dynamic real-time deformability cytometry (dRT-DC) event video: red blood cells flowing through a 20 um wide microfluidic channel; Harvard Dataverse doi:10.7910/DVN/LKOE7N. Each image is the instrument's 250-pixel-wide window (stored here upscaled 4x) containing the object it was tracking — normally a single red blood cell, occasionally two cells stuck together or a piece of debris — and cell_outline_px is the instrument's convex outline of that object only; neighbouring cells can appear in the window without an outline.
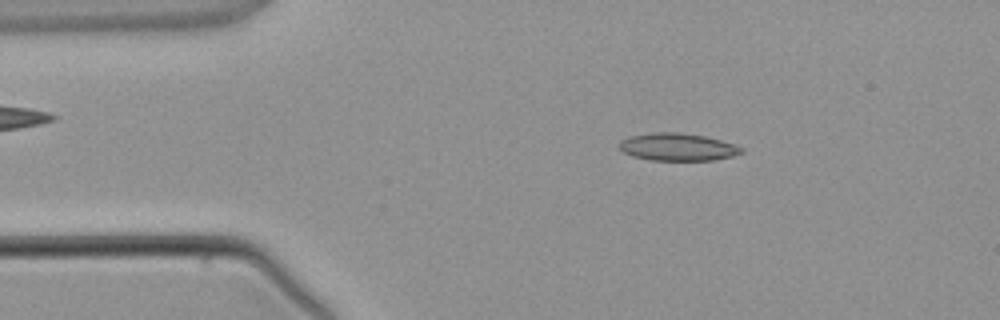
{"species": "common noctule bat (a hibernating species)", "species_latin": "Nyctalus noctula", "temperature_condition": "warm", "stored_images_in_passage": 2, "camera_frame_rate_fps": 3000, "um_per_image_px": 0.085, "animal": {"sex": "male", "body_mass_g": 21.5, "forearm_length_mm": 52.0}, "frame": {"image": 1, "passage_image": 1, "time_ms": 0.0, "image_size_px": [1000, 320], "cell_outline_px": [[744, 152], [732, 156], [712, 160], [652, 160], [632, 156], [624, 152], [620, 148], [620, 140], [628, 136], [652, 132], [676, 132], [704, 136], [720, 140], [744, 148]], "centroid_in_image_um": [57.58, 12.49], "position_along_channel_um": 27.4, "area_um2": 19.48}}
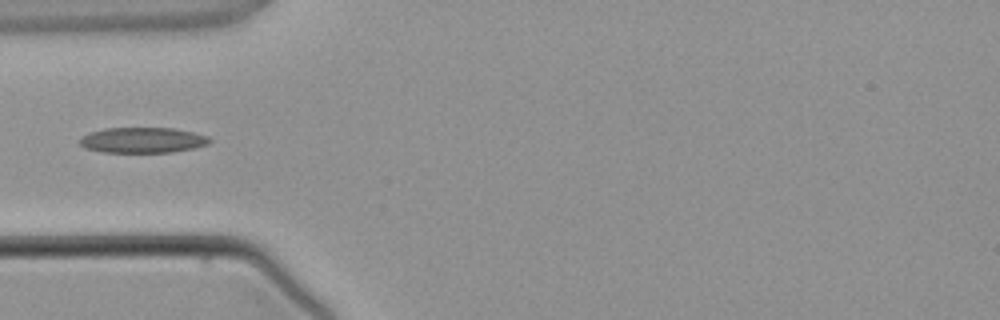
{"frame": {"image": 2, "passage_image": 2, "time_ms": 2.0, "image_size_px": [1000, 320], "cell_outline_px": [[212, 140], [208, 144], [192, 148], [172, 152], [104, 152], [84, 148], [80, 144], [80, 140], [84, 136], [92, 132], [104, 128], [176, 128], [208, 136]], "centroid_in_image_um": [12.15, 11.91], "position_along_channel_um": 72.9, "area_um2": 19.13}}